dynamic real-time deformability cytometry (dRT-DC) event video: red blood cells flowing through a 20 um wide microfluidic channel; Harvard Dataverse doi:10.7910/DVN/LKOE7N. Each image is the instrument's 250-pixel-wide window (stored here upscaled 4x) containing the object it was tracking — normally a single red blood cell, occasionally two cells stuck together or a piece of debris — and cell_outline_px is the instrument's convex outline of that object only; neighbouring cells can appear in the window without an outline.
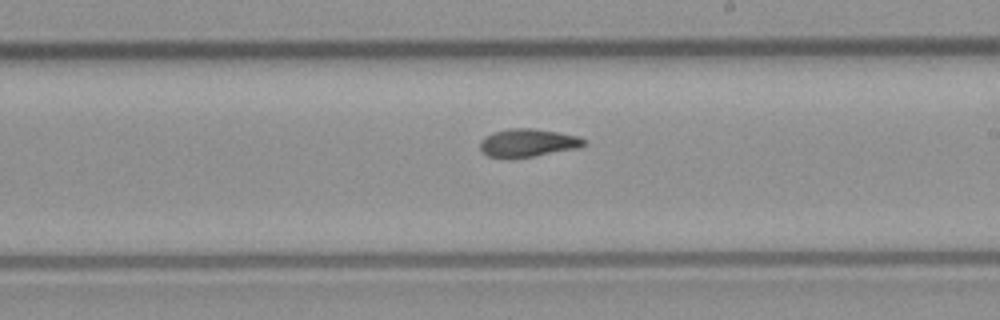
{"species": "common noctule bat (a hibernating species)", "species_latin": "Nyctalus noctula", "temperature_condition": "room temperature", "stored_images_in_passage": 9, "camera_frame_rate_fps": 3000, "um_per_image_px": 0.085, "animal": {"sex": "male", "body_mass_g": 23.1, "forearm_length_mm": 52.7}, "frame": {"image": 1, "passage_image": 9, "time_ms": 2.667, "image_size_px": [1000, 320], "cell_outline_px": [[588, 144], [580, 148], [532, 156], [488, 156], [480, 148], [480, 140], [484, 136], [492, 132], [508, 128], [532, 128], [580, 136], [588, 140]], "centroid_in_image_um": [44.94, 12.1], "position_along_channel_um": 244.1, "area_um2": 16.82}}